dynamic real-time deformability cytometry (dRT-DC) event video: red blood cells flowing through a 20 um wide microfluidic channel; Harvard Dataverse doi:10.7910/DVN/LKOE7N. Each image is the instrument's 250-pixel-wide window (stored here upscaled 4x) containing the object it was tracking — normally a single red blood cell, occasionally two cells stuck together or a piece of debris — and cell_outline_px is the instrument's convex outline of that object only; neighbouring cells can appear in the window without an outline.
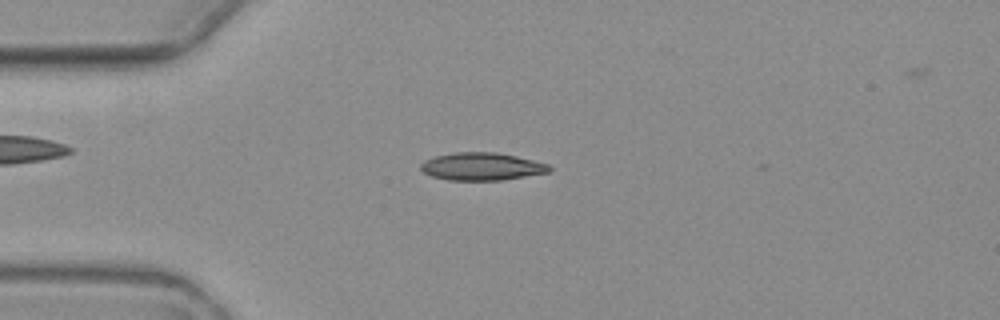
{"species": "common noctule bat (a hibernating species)", "species_latin": "Nyctalus noctula", "temperature_condition": "warm", "stored_images_in_passage": 5, "camera_frame_rate_fps": 3000, "um_per_image_px": 0.085, "animal": {"sex": "female", "body_mass_g": 19.3, "forearm_length_mm": 54.1}, "frame": {"image": 1, "passage_image": 3, "time_ms": 2.333, "image_size_px": [1000, 320], "cell_outline_px": [[552, 168], [548, 172], [500, 180], [448, 180], [432, 176], [424, 172], [420, 168], [420, 164], [424, 160], [436, 156], [452, 152], [496, 152], [516, 156], [548, 164]], "centroid_in_image_um": [40.91, 14.14], "position_along_channel_um": 44.1, "area_um2": 20.58}}
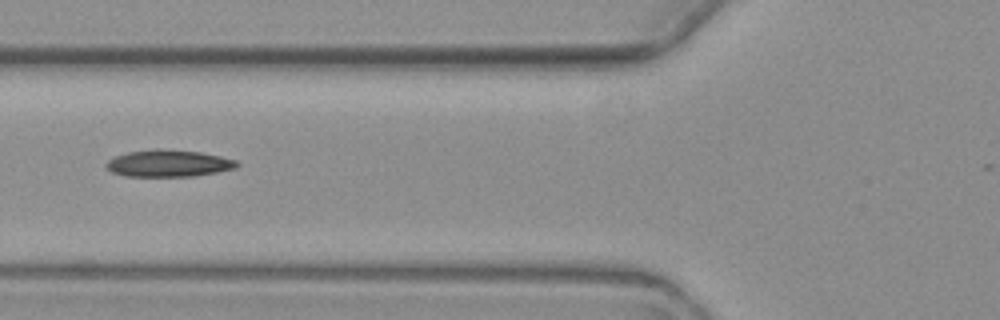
{"frame": {"image": 2, "passage_image": 5, "time_ms": 4.667, "image_size_px": [1000, 320], "cell_outline_px": [[240, 164], [236, 168], [196, 176], [128, 176], [112, 172], [104, 164], [108, 160], [116, 156], [128, 152], [156, 148], [160, 148], [200, 152], [220, 156], [236, 160]], "centroid_in_image_um": [14.34, 13.88], "position_along_channel_um": 111.5, "area_um2": 20.46}}